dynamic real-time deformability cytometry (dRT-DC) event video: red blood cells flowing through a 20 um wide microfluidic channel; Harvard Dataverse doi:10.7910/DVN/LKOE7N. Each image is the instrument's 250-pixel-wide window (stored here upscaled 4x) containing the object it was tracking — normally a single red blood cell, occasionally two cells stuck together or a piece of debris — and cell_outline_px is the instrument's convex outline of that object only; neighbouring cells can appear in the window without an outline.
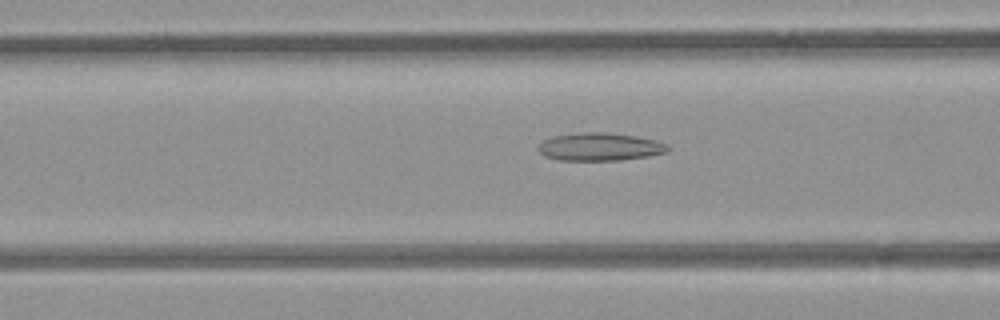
{"species": "common noctule bat (a hibernating species)", "species_latin": "Nyctalus noctula", "temperature_condition": "room temperature", "stored_images_in_passage": 53, "camera_frame_rate_fps": 3000, "um_per_image_px": 0.085, "animal": {"sex": "female", "body_mass_g": 21.9}, "frame": {"image": 1, "passage_image": 21, "time_ms": 6.667, "image_size_px": [1000, 320], "cell_outline_px": [[668, 152], [648, 156], [620, 160], [560, 160], [544, 156], [536, 148], [544, 140], [552, 136], [584, 132], [604, 132], [636, 136], [656, 140], [668, 144]], "centroid_in_image_um": [50.99, 12.48], "position_along_channel_um": 115.6, "area_um2": 21.04}}
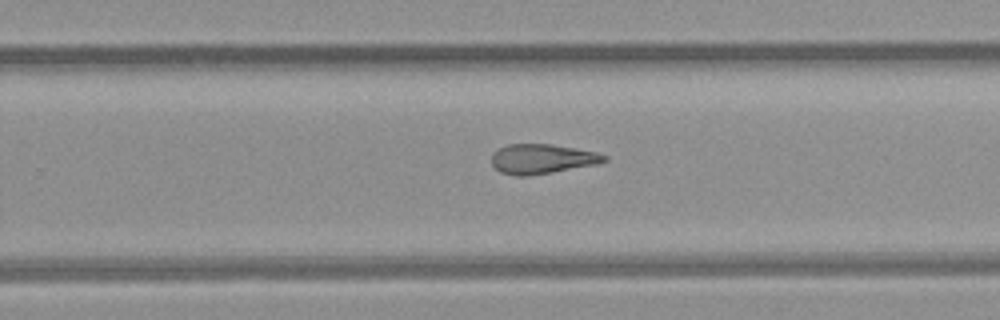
{"frame": {"image": 2, "passage_image": 34, "time_ms": 11.0, "image_size_px": [1000, 320], "cell_outline_px": [[608, 160], [596, 164], [528, 176], [516, 176], [500, 172], [492, 164], [492, 156], [500, 148], [508, 144], [552, 144], [596, 152], [608, 156]], "centroid_in_image_um": [46.08, 13.51], "position_along_channel_um": 283.7, "area_um2": 19.25}}
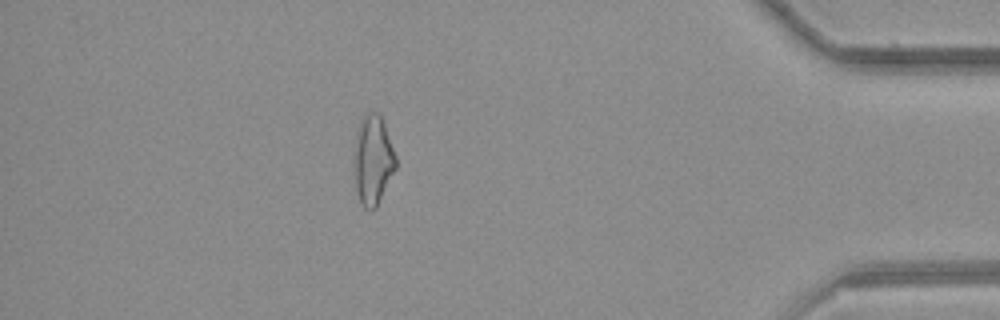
{"frame": {"image": 3, "passage_image": 47, "time_ms": 15.333, "image_size_px": [1000, 320], "cell_outline_px": [[396, 168], [376, 208], [364, 208], [356, 192], [352, 164], [356, 136], [360, 120], [364, 112], [380, 112], [396, 156]], "centroid_in_image_um": [31.67, 13.57], "position_along_channel_um": 403.5, "area_um2": 22.08}, "authors_computed_cell_mechanics": {"area_um2": 22.0796, "velocity_mm_per_s": 3.8786, "shape_relaxation_time_tau1_ms": null, "shape_relaxation_time_tau2_ms": 2.6507, "deformation_change_tau1": null, "deformation_change_tau2": 0.118}}